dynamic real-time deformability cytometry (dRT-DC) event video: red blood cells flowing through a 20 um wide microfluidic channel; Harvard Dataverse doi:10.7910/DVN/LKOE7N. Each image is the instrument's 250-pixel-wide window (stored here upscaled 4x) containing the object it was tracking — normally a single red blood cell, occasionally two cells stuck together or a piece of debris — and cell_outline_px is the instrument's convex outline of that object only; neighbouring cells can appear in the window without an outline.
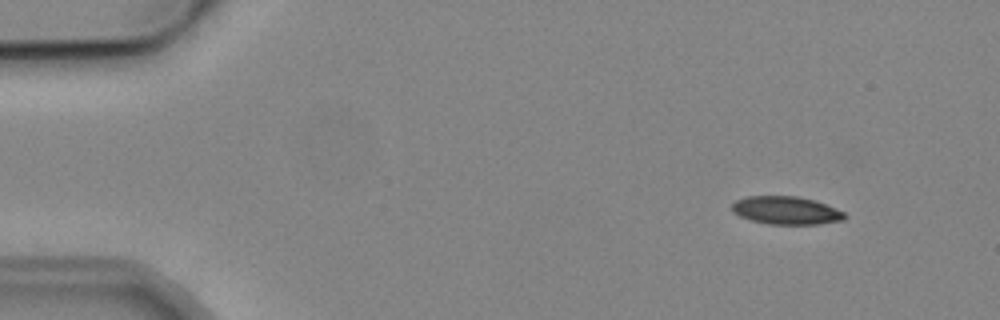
{"species": "common noctule bat (a hibernating species)", "species_latin": "Nyctalus noctula", "temperature_condition": "cold", "stored_images_in_passage": 5, "camera_frame_rate_fps": 3000, "um_per_image_px": 0.085, "animal": {"sex": "male", "body_mass_g": 19.2, "forearm_length_mm": 51.8}, "frame": {"image": 1, "passage_image": 2, "time_ms": 1.333, "image_size_px": [1000, 320], "cell_outline_px": [[848, 216], [844, 220], [820, 224], [768, 224], [752, 220], [740, 216], [732, 212], [732, 204], [736, 200], [748, 196], [796, 196], [812, 200], [824, 204], [844, 212]], "centroid_in_image_um": [66.82, 17.89], "position_along_channel_um": 18.2, "area_um2": 18.26}}
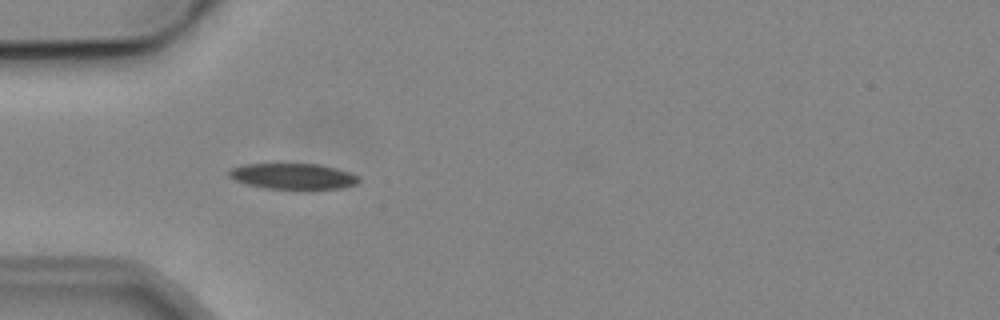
{"frame": {"image": 2, "passage_image": 5, "time_ms": 5.0, "image_size_px": [1000, 320], "cell_outline_px": [[360, 180], [356, 184], [340, 188], [312, 192], [304, 192], [264, 188], [248, 184], [236, 180], [228, 176], [228, 172], [232, 168], [244, 164], [320, 164], [336, 168], [360, 176]], "centroid_in_image_um": [24.97, 15.03], "position_along_channel_um": 60.0, "area_um2": 20.4}}